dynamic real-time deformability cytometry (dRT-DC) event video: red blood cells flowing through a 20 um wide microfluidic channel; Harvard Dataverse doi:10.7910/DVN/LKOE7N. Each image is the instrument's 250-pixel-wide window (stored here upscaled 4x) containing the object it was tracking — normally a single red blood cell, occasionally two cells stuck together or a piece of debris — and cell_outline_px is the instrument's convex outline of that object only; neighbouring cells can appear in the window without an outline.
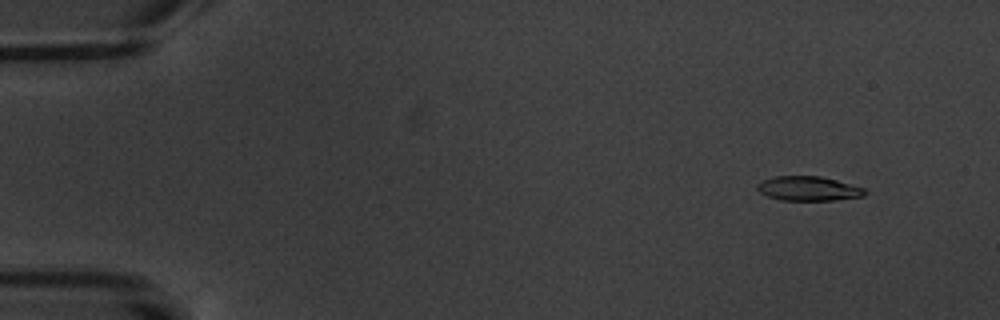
{"species": "common noctule bat (a hibernating species)", "species_latin": "Nyctalus noctula", "temperature_condition": "warm", "stored_images_in_passage": 5, "camera_frame_rate_fps": 3000, "um_per_image_px": 0.085, "animal": {"sex": "male", "body_mass_g": 20.1, "forearm_length_mm": 53.5}, "frame": {"image": 1, "passage_image": 2, "time_ms": 1.333, "image_size_px": [1000, 320], "cell_outline_px": [[868, 192], [864, 196], [832, 200], [780, 200], [768, 196], [760, 192], [756, 188], [756, 184], [764, 180], [776, 176], [820, 176], [836, 180], [864, 188]], "centroid_in_image_um": [68.71, 16.03], "position_along_channel_um": 16.3, "area_um2": 15.2}}